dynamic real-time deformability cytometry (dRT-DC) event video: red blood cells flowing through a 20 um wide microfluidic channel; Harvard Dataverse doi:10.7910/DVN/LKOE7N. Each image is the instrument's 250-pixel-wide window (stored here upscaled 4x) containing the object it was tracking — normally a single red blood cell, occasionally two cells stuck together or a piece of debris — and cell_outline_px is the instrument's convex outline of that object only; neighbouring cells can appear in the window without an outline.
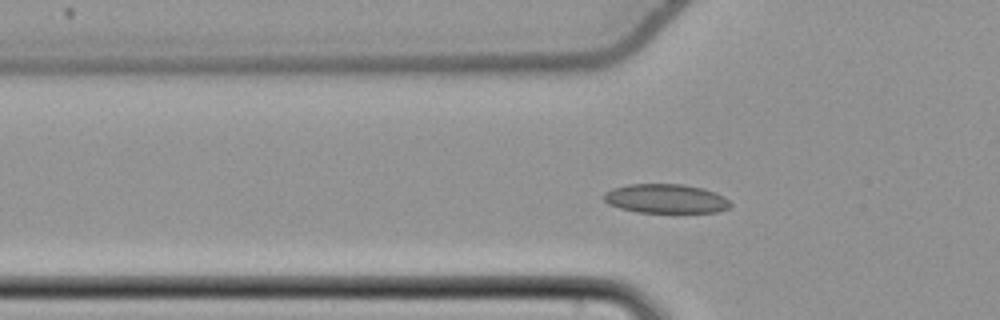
{"species": "common noctule bat (a hibernating species)", "species_latin": "Nyctalus noctula", "temperature_condition": "cold", "stored_images_in_passage": 53, "camera_frame_rate_fps": 3000, "um_per_image_px": 0.085, "animal": {"sex": "female", "body_mass_g": 22.7, "forearm_length_mm": 54.2}, "frame": {"image": 1, "passage_image": 16, "time_ms": 5.0, "image_size_px": [1000, 320], "cell_outline_px": [[732, 204], [728, 208], [716, 212], [636, 212], [620, 208], [608, 204], [604, 200], [604, 192], [612, 188], [628, 184], [684, 184], [704, 188], [716, 192], [724, 196]], "centroid_in_image_um": [56.59, 16.87], "position_along_channel_um": 69.2, "area_um2": 21.62}}
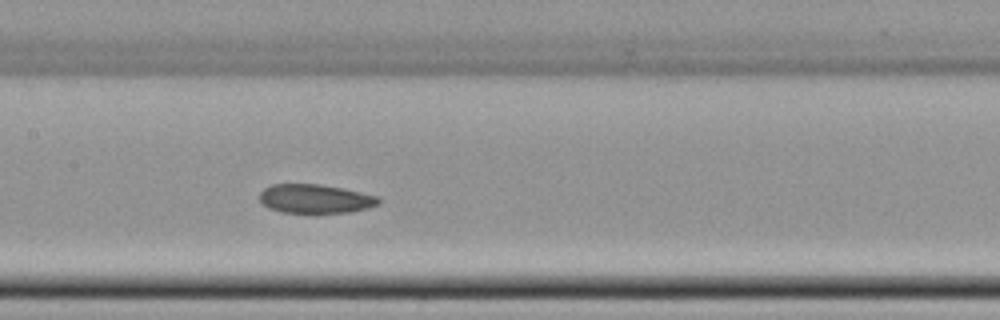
{"frame": {"image": 2, "passage_image": 25, "time_ms": 8.0, "image_size_px": [1000, 320], "cell_outline_px": [[380, 204], [368, 208], [348, 212], [280, 212], [268, 208], [260, 200], [260, 192], [264, 188], [272, 184], [320, 184], [344, 188], [380, 196]], "centroid_in_image_um": [26.82, 16.88], "position_along_channel_um": 180.6, "area_um2": 20.11}}
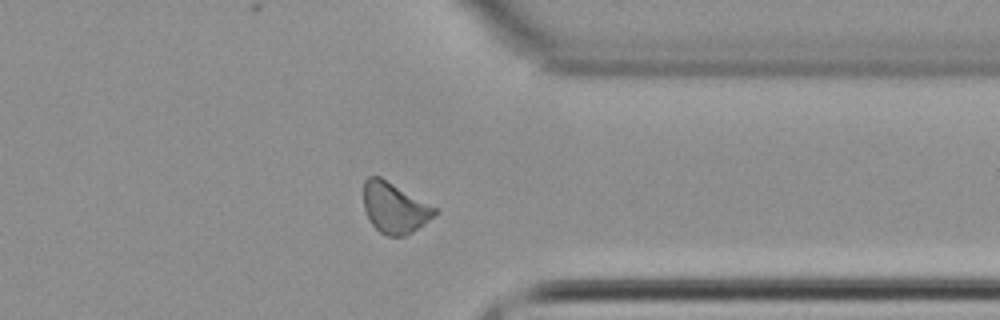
{"frame": {"image": 3, "passage_image": 41, "time_ms": 13.333, "image_size_px": [1000, 320], "cell_outline_px": [[436, 212], [424, 224], [412, 232], [404, 236], [388, 236], [380, 232], [368, 220], [364, 208], [364, 180], [368, 176], [380, 176], [436, 208]], "centroid_in_image_um": [33.49, 17.66], "position_along_channel_um": 377.9, "area_um2": 20.69}, "authors_computed_cell_mechanics": {"area_um2": 21.2126, "velocity_mm_per_s": 3.7722, "shape_relaxation_time_tau1_ms": null, "shape_relaxation_time_tau2_ms": 8.2888, "deformation_change_tau1": null, "deformation_change_tau2": 0.1226}}